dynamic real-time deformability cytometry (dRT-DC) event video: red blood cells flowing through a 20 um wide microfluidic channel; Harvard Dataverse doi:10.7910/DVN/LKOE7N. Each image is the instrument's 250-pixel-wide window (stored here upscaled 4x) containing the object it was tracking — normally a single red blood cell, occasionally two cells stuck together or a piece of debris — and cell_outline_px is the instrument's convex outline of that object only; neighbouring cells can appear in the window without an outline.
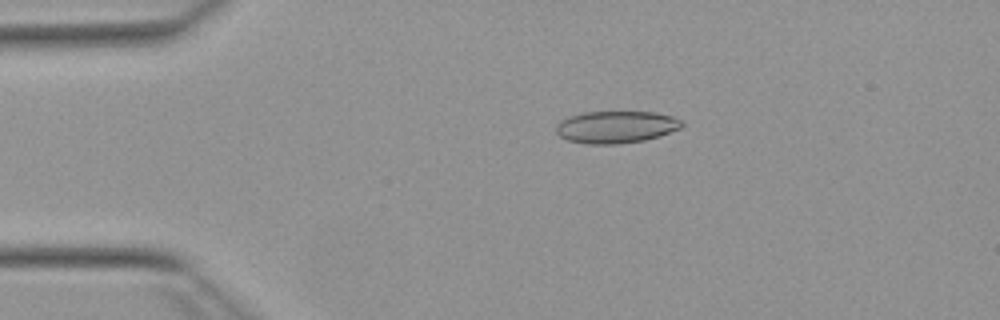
{"species": "Egyptian fruit bat (a non-hibernating species)", "species_latin": "Rousettus aegyptiacus", "temperature_condition": "warm", "stored_images_in_passage": 51, "camera_frame_rate_fps": 3000, "um_per_image_px": 0.085, "animal": {"sex": "female"}, "frame": {"image": 1, "passage_image": 10, "time_ms": 3.0, "image_size_px": [1000, 320], "cell_outline_px": [[684, 124], [680, 128], [660, 136], [644, 140], [616, 144], [588, 144], [568, 140], [560, 136], [556, 132], [556, 124], [560, 120], [584, 112], [656, 112], [672, 116], [684, 120]], "centroid_in_image_um": [52.39, 10.79], "position_along_channel_um": 32.6, "area_um2": 23.58}}
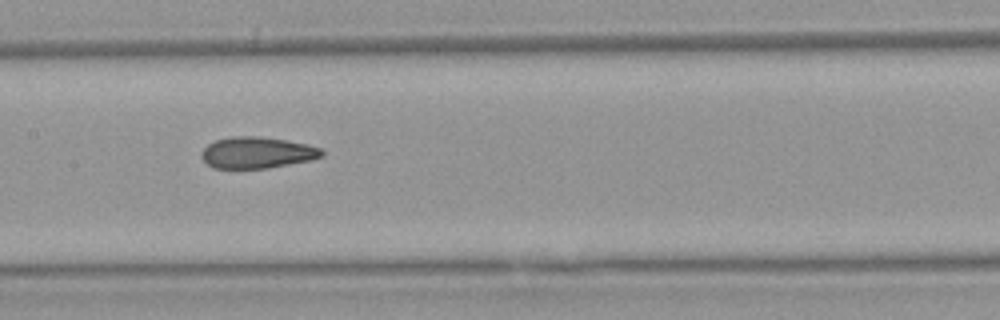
{"frame": {"image": 2, "passage_image": 25, "time_ms": 8.0, "image_size_px": [1000, 320], "cell_outline_px": [[324, 156], [312, 160], [268, 168], [212, 168], [200, 156], [200, 152], [208, 144], [216, 140], [232, 136], [260, 136], [288, 140], [308, 144], [320, 148], [324, 152]], "centroid_in_image_um": [21.87, 12.97], "position_along_channel_um": 185.5, "area_um2": 22.2}}
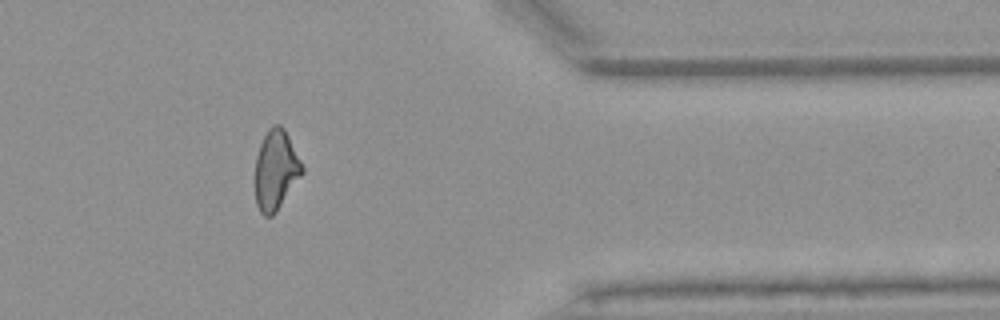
{"frame": {"image": 3, "passage_image": 42, "time_ms": 13.667, "image_size_px": [1000, 320], "cell_outline_px": [[304, 172], [276, 212], [272, 216], [264, 216], [260, 212], [256, 204], [252, 180], [256, 156], [260, 144], [268, 128], [272, 124], [280, 124], [284, 128], [304, 168]], "centroid_in_image_um": [23.39, 14.47], "position_along_channel_um": 388.0, "area_um2": 22.37}, "authors_computed_cell_mechanics": {"area_um2": 22.4264, "velocity_mm_per_s": 3.9347, "shape_relaxation_time_tau1_ms": 10.5923, "shape_relaxation_time_tau2_ms": 2.132, "deformation_change_tau1": 0.2362, "deformation_change_tau2": 0.0947}}